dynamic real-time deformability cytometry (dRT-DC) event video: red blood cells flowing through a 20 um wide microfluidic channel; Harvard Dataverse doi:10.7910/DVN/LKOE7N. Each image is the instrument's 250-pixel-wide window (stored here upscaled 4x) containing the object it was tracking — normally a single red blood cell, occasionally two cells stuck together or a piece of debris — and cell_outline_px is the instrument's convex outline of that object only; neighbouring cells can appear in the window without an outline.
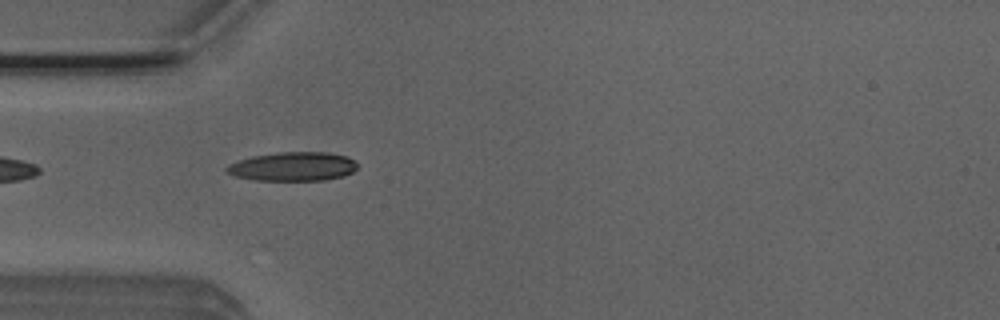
{"species": "Egyptian fruit bat (a non-hibernating species)", "species_latin": "Rousettus aegyptiacus", "temperature_condition": "room temperature", "stored_images_in_passage": 31, "camera_frame_rate_fps": 3000, "um_per_image_px": 0.085, "animal": {"sex": "male"}, "frame": {"image": 1, "passage_image": 1, "time_ms": 0.0, "image_size_px": [1000, 320], "cell_outline_px": [[356, 168], [352, 172], [344, 176], [324, 180], [256, 180], [236, 176], [228, 172], [224, 168], [228, 164], [252, 156], [280, 152], [324, 152], [348, 156], [356, 160]], "centroid_in_image_um": [24.92, 14.15], "position_along_channel_um": 60.1, "area_um2": 21.96}}
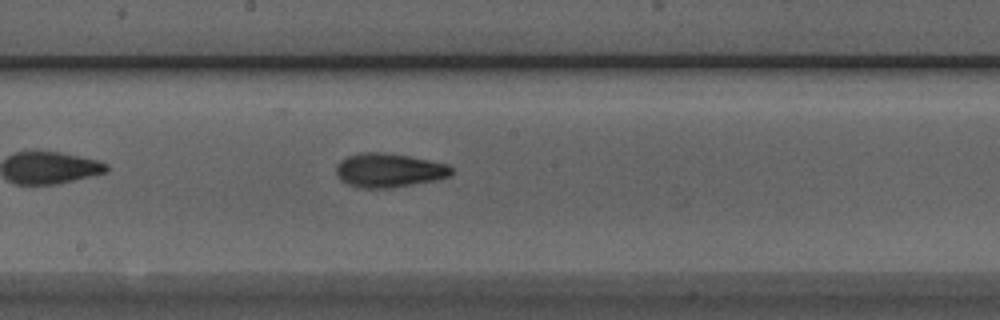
{"frame": {"image": 2, "passage_image": 13, "time_ms": 4.0, "image_size_px": [1000, 320], "cell_outline_px": [[452, 172], [448, 176], [432, 180], [412, 184], [388, 188], [364, 188], [348, 184], [340, 180], [336, 172], [336, 164], [340, 160], [348, 156], [360, 152], [380, 152], [408, 156], [448, 164], [452, 168]], "centroid_in_image_um": [33.0, 14.46], "position_along_channel_um": 215.2, "area_um2": 22.54}}
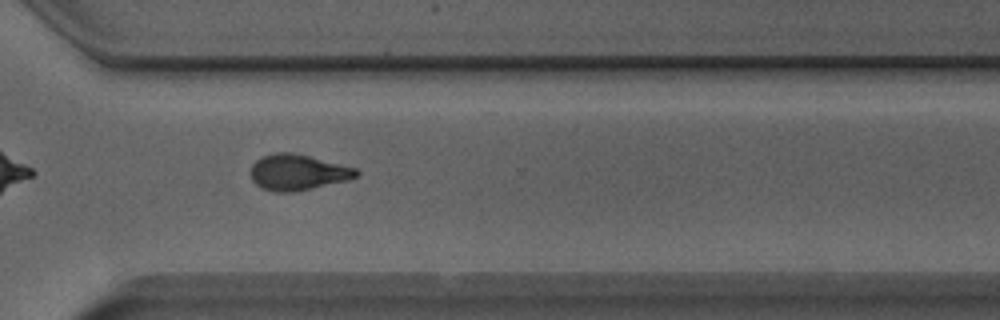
{"frame": {"image": 3, "passage_image": 23, "time_ms": 7.333, "image_size_px": [1000, 320], "cell_outline_px": [[360, 172], [356, 176], [348, 180], [312, 188], [292, 192], [272, 192], [256, 184], [252, 180], [252, 164], [256, 160], [264, 156], [276, 152], [292, 152], [356, 168]], "centroid_in_image_um": [25.31, 14.65], "position_along_channel_um": 345.3, "area_um2": 21.73}, "authors_computed_cell_mechanics": {"area_um2": 21.7328, "velocity_mm_per_s": 3.9117, "shape_relaxation_time_tau1_ms": 6.6413, "shape_relaxation_time_tau2_ms": 3.6597, "deformation_change_tau1": 0.2078, "deformation_change_tau2": 0.1139}}